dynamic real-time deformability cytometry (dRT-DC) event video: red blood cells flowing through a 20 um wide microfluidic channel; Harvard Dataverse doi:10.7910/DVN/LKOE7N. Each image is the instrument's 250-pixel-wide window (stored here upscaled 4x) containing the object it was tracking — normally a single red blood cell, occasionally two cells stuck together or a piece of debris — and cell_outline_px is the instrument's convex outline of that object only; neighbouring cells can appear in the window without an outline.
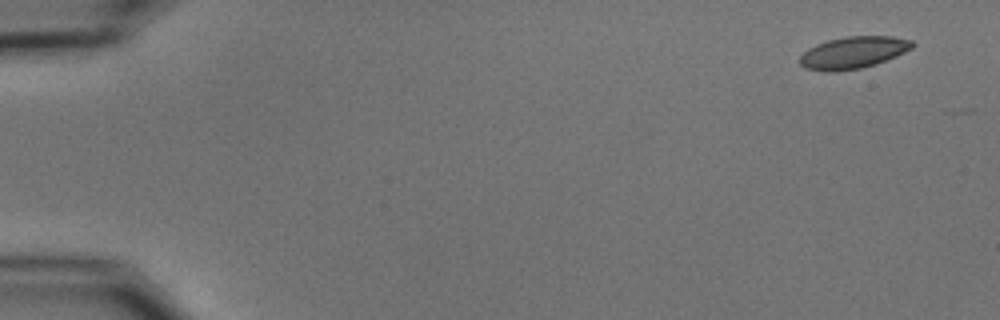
{"species": "common noctule bat (a hibernating species)", "species_latin": "Nyctalus noctula", "temperature_condition": "cold", "stored_images_in_passage": 6, "camera_frame_rate_fps": 3000, "um_per_image_px": 0.085, "animal": {"sex": "male", "body_mass_g": 15.6}, "frame": {"image": 1, "passage_image": 1, "time_ms": 0.0, "image_size_px": [1000, 320], "cell_outline_px": [[912, 48], [896, 56], [876, 64], [860, 68], [836, 72], [828, 72], [804, 68], [800, 64], [800, 56], [808, 48], [816, 44], [828, 40], [844, 36], [892, 36], [912, 40]], "centroid_in_image_um": [72.49, 4.47], "position_along_channel_um": 12.5, "area_um2": 20.98}}